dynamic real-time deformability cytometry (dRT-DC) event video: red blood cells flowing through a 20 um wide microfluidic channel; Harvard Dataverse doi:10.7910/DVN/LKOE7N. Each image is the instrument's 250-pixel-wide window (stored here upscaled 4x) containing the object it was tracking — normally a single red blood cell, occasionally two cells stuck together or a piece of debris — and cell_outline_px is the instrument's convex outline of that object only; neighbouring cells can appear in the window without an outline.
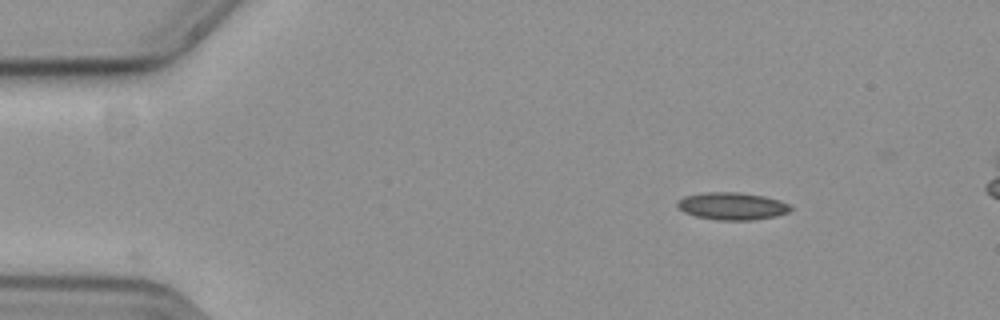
{"species": "common noctule bat (a hibernating species)", "species_latin": "Nyctalus noctula", "temperature_condition": "cold", "stored_images_in_passage": 2, "camera_frame_rate_fps": 3000, "um_per_image_px": 0.085, "animal": {"sex": "female", "body_mass_g": 19.3, "forearm_length_mm": 54.1}, "frame": {"image": 1, "passage_image": 1, "time_ms": 0.0, "image_size_px": [1000, 320], "cell_outline_px": [[792, 208], [788, 212], [776, 216], [752, 220], [716, 220], [696, 216], [684, 212], [676, 204], [684, 196], [704, 192], [740, 192], [764, 196], [780, 200], [788, 204]], "centroid_in_image_um": [62.24, 17.51], "position_along_channel_um": 22.8, "area_um2": 18.03}}